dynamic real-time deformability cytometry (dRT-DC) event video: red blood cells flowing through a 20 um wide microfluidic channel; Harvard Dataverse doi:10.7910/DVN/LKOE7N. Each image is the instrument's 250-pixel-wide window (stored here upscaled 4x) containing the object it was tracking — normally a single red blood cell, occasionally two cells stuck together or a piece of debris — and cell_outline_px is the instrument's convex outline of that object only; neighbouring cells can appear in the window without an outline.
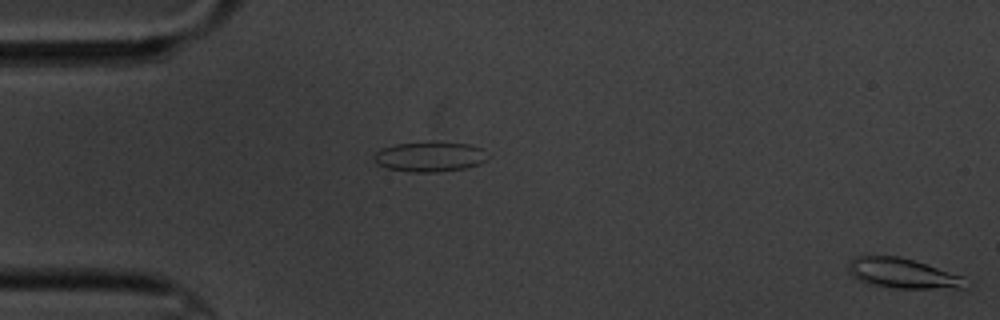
{"species": "common noctule bat (a hibernating species)", "species_latin": "Nyctalus noctula", "temperature_condition": "cold", "stored_images_in_passage": 4, "camera_frame_rate_fps": 3000, "um_per_image_px": 0.085, "animal": {"sex": "male", "body_mass_g": 20.1, "forearm_length_mm": 53.5}, "frame": {"image": 1, "passage_image": 4, "time_ms": 3.667, "image_size_px": [1000, 320], "cell_outline_px": [[972, 284], [968, 288], [896, 288], [868, 284], [856, 280], [848, 272], [848, 260], [852, 256], [900, 256], [916, 260], [964, 276], [972, 280]], "centroid_in_image_um": [76.78, 23.23], "position_along_channel_um": 8.2, "area_um2": 21.27}}